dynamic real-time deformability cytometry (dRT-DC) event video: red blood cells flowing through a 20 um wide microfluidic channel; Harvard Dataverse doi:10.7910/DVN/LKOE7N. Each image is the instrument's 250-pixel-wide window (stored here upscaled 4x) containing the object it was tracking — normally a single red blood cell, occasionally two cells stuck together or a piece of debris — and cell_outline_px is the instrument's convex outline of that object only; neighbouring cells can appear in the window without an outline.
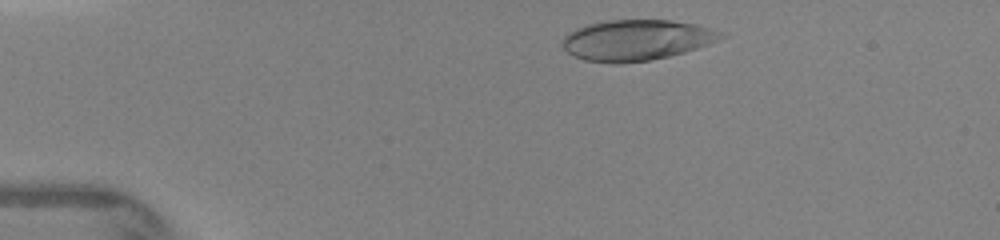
{"species": "human", "species_latin": "Homo sapiens", "temperature_condition": "warm", "stored_images_in_passage": 35, "camera_frame_rate_fps": 3000, "um_per_image_px": 0.085, "donor": {"sex": "female"}, "frame": {"image": 1, "passage_image": 4, "time_ms": 0.667, "image_size_px": [1000, 240], "cell_outline_px": [[728, 36], [708, 44], [684, 52], [668, 56], [648, 60], [620, 64], [612, 64], [584, 60], [572, 56], [564, 48], [564, 36], [568, 32], [576, 28], [588, 24], [608, 20], [668, 20], [696, 24], [728, 32]], "centroid_in_image_um": [54.13, 3.4], "position_along_channel_um": 30.9, "area_um2": 37.8}}
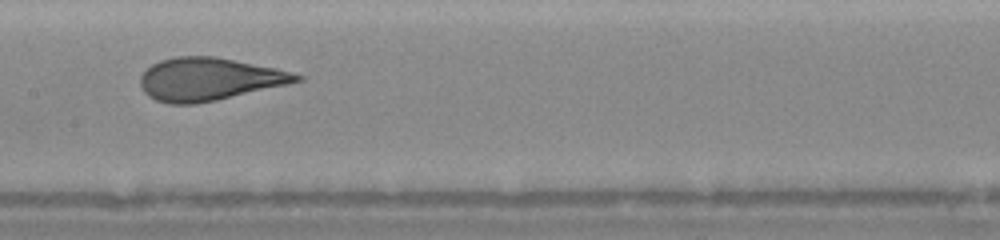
{"frame": {"image": 2, "passage_image": 24, "time_ms": 5.667, "image_size_px": [1000, 240], "cell_outline_px": [[304, 80], [288, 84], [216, 100], [196, 104], [168, 104], [156, 100], [148, 96], [144, 92], [140, 84], [140, 76], [152, 64], [160, 60], [176, 56], [216, 56], [276, 68], [292, 72], [304, 76]], "centroid_in_image_um": [17.76, 6.72], "position_along_channel_um": 189.6, "area_um2": 38.96}}
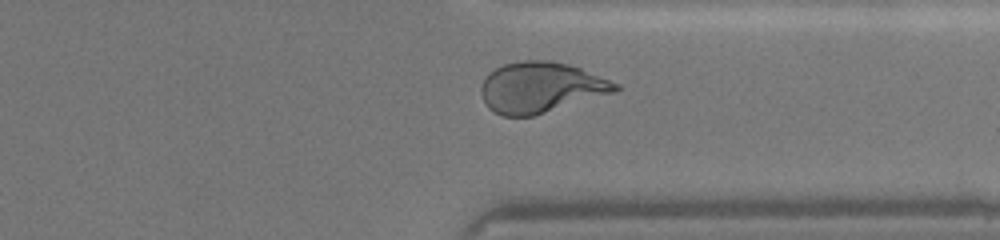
{"frame": {"image": 3, "passage_image": 33, "time_ms": 9.667, "image_size_px": [1000, 240], "cell_outline_px": [[620, 88], [616, 92], [532, 116], [504, 116], [492, 112], [488, 108], [480, 92], [480, 88], [484, 76], [488, 72], [504, 64], [524, 60], [548, 60], [568, 64], [580, 68], [620, 84]], "centroid_in_image_um": [45.94, 7.43], "position_along_channel_um": 365.5, "area_um2": 39.65}}